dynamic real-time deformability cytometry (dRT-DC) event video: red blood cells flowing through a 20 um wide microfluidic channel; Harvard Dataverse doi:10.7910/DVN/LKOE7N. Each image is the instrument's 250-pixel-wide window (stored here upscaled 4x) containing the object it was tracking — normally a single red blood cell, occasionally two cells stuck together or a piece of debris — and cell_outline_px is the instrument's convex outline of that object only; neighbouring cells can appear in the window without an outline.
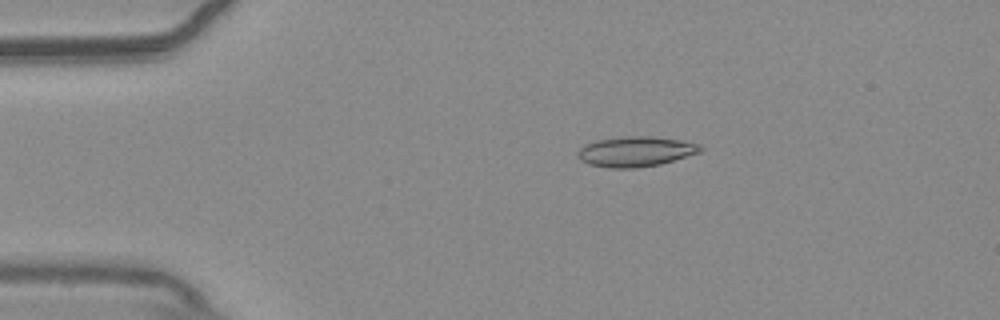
{"species": "common noctule bat (a hibernating species)", "species_latin": "Nyctalus noctula", "temperature_condition": "warm", "stored_images_in_passage": 54, "camera_frame_rate_fps": 3000, "um_per_image_px": 0.085, "animal": {"sex": "male", "body_mass_g": 20.4}, "frame": {"image": 1, "passage_image": 10, "time_ms": 3.0, "image_size_px": [1000, 320], "cell_outline_px": [[704, 148], [700, 152], [660, 164], [636, 168], [608, 168], [588, 164], [580, 160], [576, 156], [576, 152], [584, 144], [596, 140], [620, 136], [652, 136], [680, 140], [700, 144]], "centroid_in_image_um": [53.98, 12.87], "position_along_channel_um": 31.0, "area_um2": 21.79}}
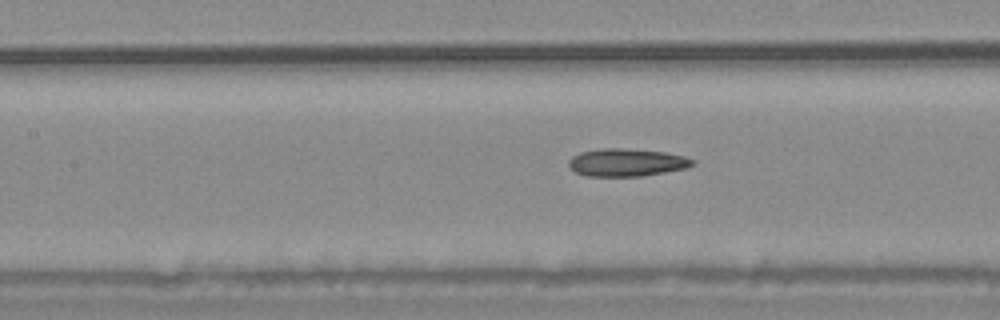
{"frame": {"image": 2, "passage_image": 24, "time_ms": 7.667, "image_size_px": [1000, 320], "cell_outline_px": [[696, 164], [684, 168], [664, 172], [640, 176], [584, 176], [576, 172], [568, 164], [568, 160], [572, 156], [580, 152], [600, 148], [620, 148], [664, 152], [684, 156], [696, 160]], "centroid_in_image_um": [53.25, 13.8], "position_along_channel_um": 154.2, "area_um2": 19.94}}
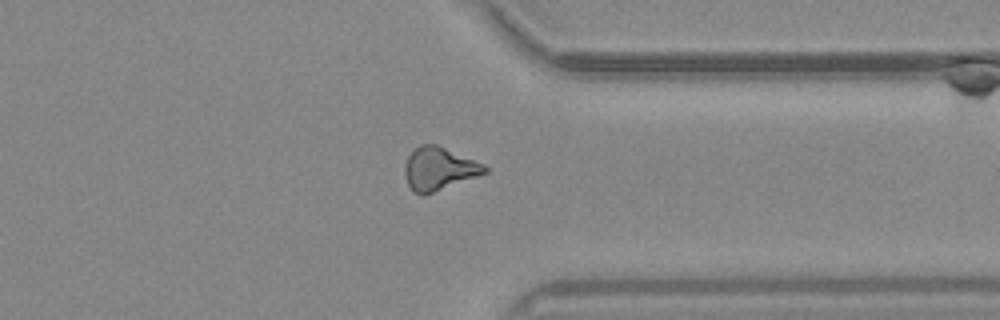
{"frame": {"image": 3, "passage_image": 42, "time_ms": 13.667, "image_size_px": [1000, 320], "cell_outline_px": [[488, 172], [424, 196], [420, 196], [412, 192], [408, 184], [404, 172], [404, 164], [408, 156], [420, 144], [436, 144], [484, 164], [488, 168]], "centroid_in_image_um": [37.29, 14.36], "position_along_channel_um": 374.1, "area_um2": 20.06}, "authors_computed_cell_mechanics": {"area_um2": 19.9121, "velocity_mm_per_s": 3.7045, "shape_relaxation_time_tau1_ms": null, "shape_relaxation_time_tau2_ms": 4.5067, "deformation_change_tau1": null, "deformation_change_tau2": 0.1497}}